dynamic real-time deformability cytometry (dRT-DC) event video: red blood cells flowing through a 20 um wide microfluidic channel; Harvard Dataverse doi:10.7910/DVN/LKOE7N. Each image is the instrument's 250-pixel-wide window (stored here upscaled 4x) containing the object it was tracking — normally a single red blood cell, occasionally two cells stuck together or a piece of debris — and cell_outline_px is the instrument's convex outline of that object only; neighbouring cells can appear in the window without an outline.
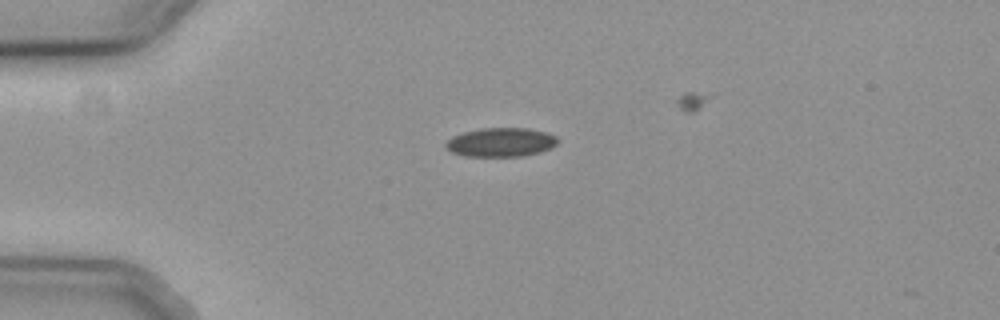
{"species": "common noctule bat (a hibernating species)", "species_latin": "Nyctalus noctula", "temperature_condition": "cold", "stored_images_in_passage": 4, "camera_frame_rate_fps": 3000, "um_per_image_px": 0.085, "animal": {"sex": "female", "body_mass_g": 19.3, "forearm_length_mm": 54.1}, "frame": {"image": 1, "passage_image": 1, "time_ms": 0.0, "image_size_px": [1000, 320], "cell_outline_px": [[560, 140], [552, 148], [540, 152], [524, 156], [464, 156], [452, 152], [444, 144], [452, 136], [464, 132], [480, 128], [528, 128], [548, 132], [556, 136]], "centroid_in_image_um": [42.62, 12.08], "position_along_channel_um": 42.4, "area_um2": 19.02}}